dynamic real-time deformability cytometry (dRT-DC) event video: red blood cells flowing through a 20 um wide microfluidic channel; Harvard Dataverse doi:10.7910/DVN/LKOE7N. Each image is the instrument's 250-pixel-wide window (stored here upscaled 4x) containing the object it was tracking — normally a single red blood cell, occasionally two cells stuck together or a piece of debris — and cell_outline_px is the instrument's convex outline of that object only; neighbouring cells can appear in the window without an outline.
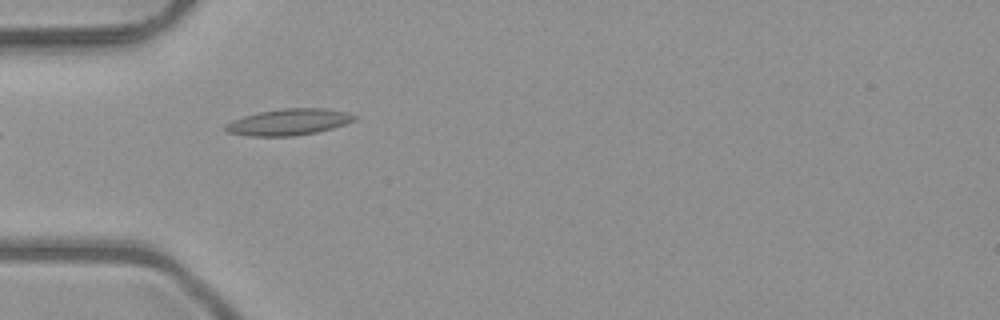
{"species": "common noctule bat (a hibernating species)", "species_latin": "Nyctalus noctula", "temperature_condition": "room temperature", "stored_images_in_passage": 7, "camera_frame_rate_fps": 3000, "um_per_image_px": 0.085, "animal": {"sex": "male", "body_mass_g": 23.1, "forearm_length_mm": 52.7}, "frame": {"image": 1, "passage_image": 5, "time_ms": 1.333, "image_size_px": [1000, 320], "cell_outline_px": [[360, 116], [356, 120], [332, 128], [316, 132], [292, 136], [252, 136], [228, 132], [224, 128], [224, 124], [232, 120], [244, 116], [260, 112], [280, 108], [328, 108], [348, 112]], "centroid_in_image_um": [24.59, 10.36], "position_along_channel_um": 60.4, "area_um2": 19.88}}
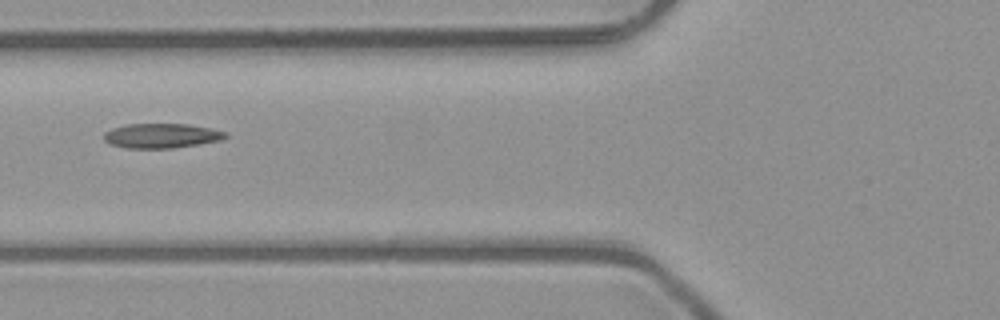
{"frame": {"image": 2, "passage_image": 6, "time_ms": 1.667, "image_size_px": [1000, 320], "cell_outline_px": [[228, 136], [220, 140], [200, 144], [172, 148], [128, 148], [112, 144], [104, 140], [104, 132], [112, 128], [124, 124], [188, 124], [228, 132]], "centroid_in_image_um": [13.73, 11.53], "position_along_channel_um": 112.1, "area_um2": 17.4}}
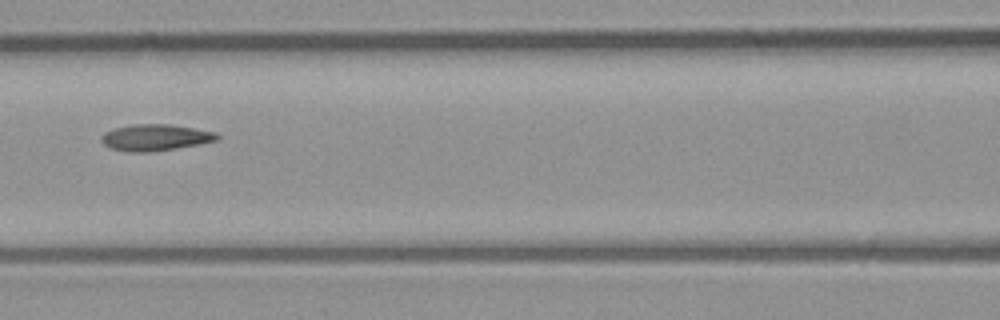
{"frame": {"image": 3, "passage_image": 7, "time_ms": 2.0, "image_size_px": [1000, 320], "cell_outline_px": [[220, 136], [216, 140], [176, 148], [148, 152], [128, 152], [112, 148], [104, 144], [100, 140], [100, 136], [104, 132], [116, 128], [136, 124], [172, 124], [216, 132]], "centroid_in_image_um": [13.18, 11.68], "position_along_channel_um": 153.4, "area_um2": 17.63}}